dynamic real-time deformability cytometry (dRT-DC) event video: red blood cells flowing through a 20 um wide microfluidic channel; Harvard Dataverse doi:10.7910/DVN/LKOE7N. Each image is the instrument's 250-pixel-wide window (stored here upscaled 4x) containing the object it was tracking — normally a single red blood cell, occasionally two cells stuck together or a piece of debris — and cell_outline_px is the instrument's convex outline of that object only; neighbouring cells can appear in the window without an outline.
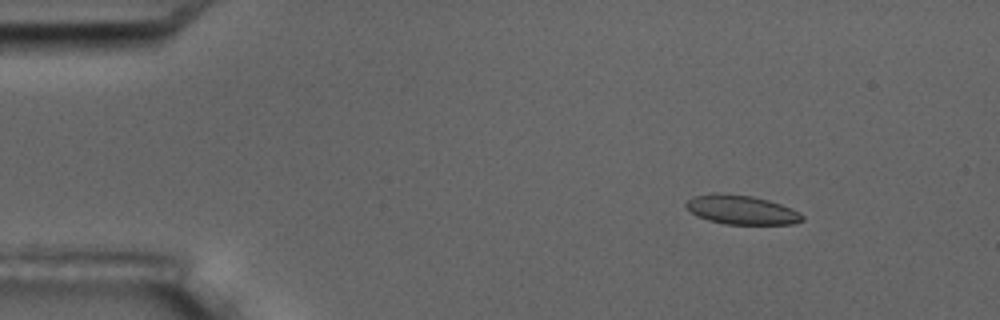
{"species": "common noctule bat (a hibernating species)", "species_latin": "Nyctalus noctula", "temperature_condition": "room temperature", "stored_images_in_passage": 7, "camera_frame_rate_fps": 3000, "um_per_image_px": 0.085, "animal": {"sex": "male", "body_mass_g": 17.5, "forearm_length_mm": 52.3}, "frame": {"image": 1, "passage_image": 3, "time_ms": 2.333, "image_size_px": [1000, 320], "cell_outline_px": [[804, 220], [792, 224], [724, 224], [708, 220], [692, 212], [684, 204], [692, 196], [712, 192], [716, 192], [752, 196], [768, 200], [792, 208], [800, 212], [804, 216]], "centroid_in_image_um": [63.03, 17.82], "position_along_channel_um": 22.0, "area_um2": 19.77}}
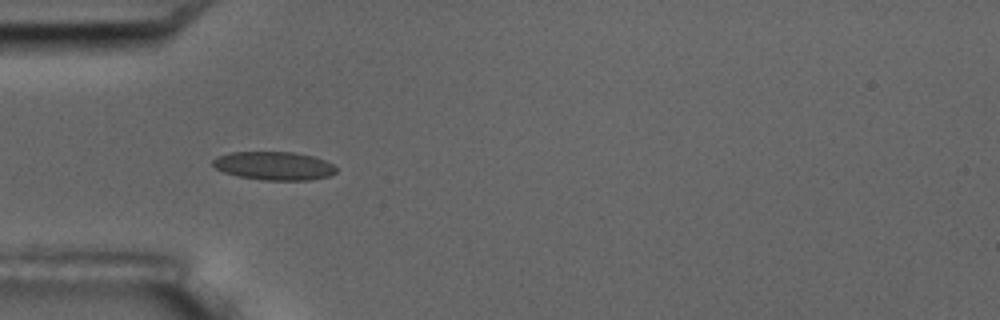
{"frame": {"image": 2, "passage_image": 6, "time_ms": 5.667, "image_size_px": [1000, 320], "cell_outline_px": [[336, 172], [328, 176], [312, 180], [260, 180], [240, 176], [224, 172], [216, 168], [212, 164], [212, 160], [216, 156], [232, 152], [296, 152], [312, 156], [324, 160], [332, 164], [336, 168]], "centroid_in_image_um": [23.28, 14.09], "position_along_channel_um": 61.7, "area_um2": 20.4}}